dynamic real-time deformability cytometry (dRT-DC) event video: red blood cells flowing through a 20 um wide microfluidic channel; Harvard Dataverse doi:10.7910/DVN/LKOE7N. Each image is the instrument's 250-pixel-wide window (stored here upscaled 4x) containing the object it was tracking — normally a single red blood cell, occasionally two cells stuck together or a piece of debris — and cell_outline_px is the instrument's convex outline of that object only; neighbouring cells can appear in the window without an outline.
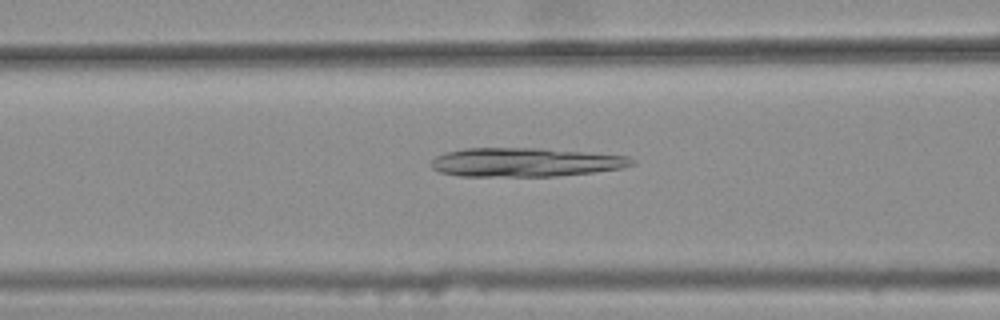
{"species": "common noctule bat (a hibernating species)", "species_latin": "Nyctalus noctula", "temperature_condition": "warm", "stored_images_in_passage": 35, "camera_frame_rate_fps": 3000, "um_per_image_px": 0.085, "animal": {"sex": "female", "body_mass_g": 25.1}, "frame": {"image": 1, "passage_image": 9, "time_ms": 2.667, "image_size_px": [1000, 320], "cell_outline_px": [[636, 164], [620, 168], [596, 172], [556, 176], [460, 176], [440, 172], [432, 168], [432, 160], [436, 156], [444, 152], [464, 148], [540, 148], [628, 156]], "centroid_in_image_um": [44.62, 13.79], "position_along_channel_um": 122.0, "area_um2": 33.7}}
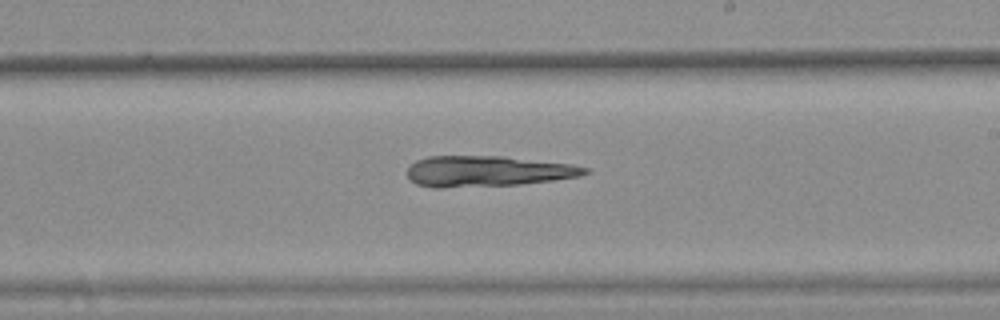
{"frame": {"image": 2, "passage_image": 19, "time_ms": 6.0, "image_size_px": [1000, 320], "cell_outline_px": [[592, 172], [580, 176], [552, 180], [520, 184], [440, 188], [432, 188], [416, 184], [408, 180], [408, 168], [416, 160], [428, 156], [504, 156], [572, 164], [588, 168]], "centroid_in_image_um": [41.42, 14.55], "position_along_channel_um": 247.6, "area_um2": 32.02}}
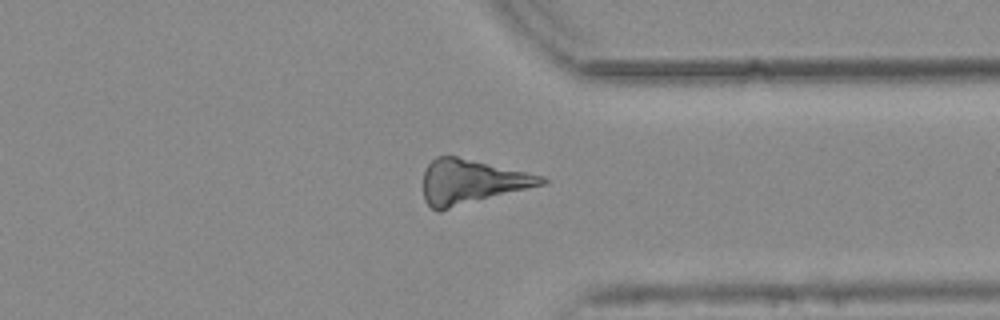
{"frame": {"image": 3, "passage_image": 29, "time_ms": 9.333, "image_size_px": [1000, 320], "cell_outline_px": [[548, 180], [544, 184], [440, 212], [432, 208], [424, 200], [424, 172], [428, 164], [436, 156], [456, 156], [544, 176]], "centroid_in_image_um": [40.06, 15.47], "position_along_channel_um": 371.3, "area_um2": 30.63}}